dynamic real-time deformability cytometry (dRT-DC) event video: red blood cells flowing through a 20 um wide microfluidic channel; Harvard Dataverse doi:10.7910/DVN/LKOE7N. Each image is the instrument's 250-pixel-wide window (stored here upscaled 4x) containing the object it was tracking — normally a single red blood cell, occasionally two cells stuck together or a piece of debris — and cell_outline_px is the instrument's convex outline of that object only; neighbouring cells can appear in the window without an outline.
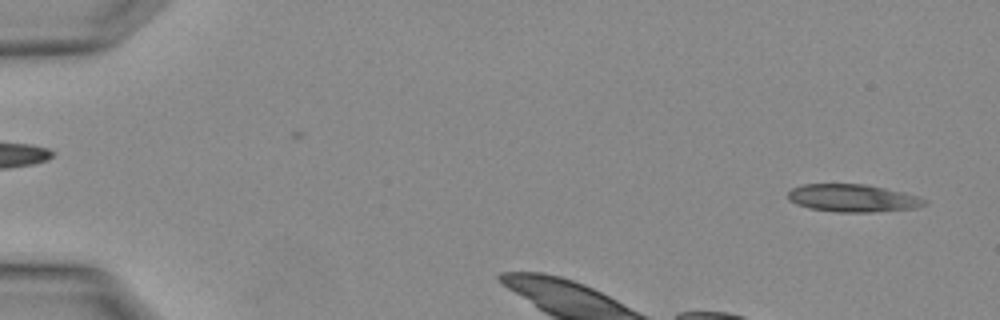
{"species": "Egyptian fruit bat (a non-hibernating species)", "species_latin": "Rousettus aegyptiacus", "temperature_condition": "warm", "stored_images_in_passage": 4, "camera_frame_rate_fps": 3000, "um_per_image_px": 0.085, "animal": {"sex": "female"}, "frame": {"image": 1, "passage_image": 1, "time_ms": 0.0, "image_size_px": [1000, 320], "cell_outline_px": [[928, 204], [916, 208], [872, 212], [836, 212], [808, 208], [796, 204], [788, 200], [788, 192], [792, 188], [804, 184], [864, 184], [904, 192], [928, 200]], "centroid_in_image_um": [72.48, 16.84], "position_along_channel_um": 12.5, "area_um2": 22.08}}